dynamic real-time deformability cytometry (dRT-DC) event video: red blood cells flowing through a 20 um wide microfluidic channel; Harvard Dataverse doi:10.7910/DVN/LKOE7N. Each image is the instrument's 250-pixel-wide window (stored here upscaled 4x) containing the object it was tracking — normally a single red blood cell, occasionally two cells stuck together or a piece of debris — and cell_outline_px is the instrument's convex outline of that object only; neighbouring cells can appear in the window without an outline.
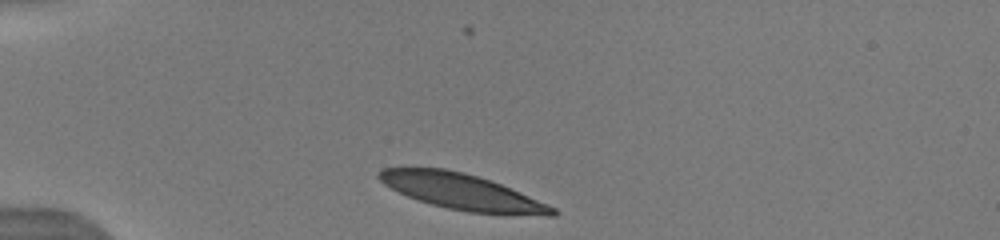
{"species": "human", "species_latin": "Homo sapiens", "temperature_condition": "warm", "stored_images_in_passage": 25, "camera_frame_rate_fps": 3000, "um_per_image_px": 0.085, "donor": {"sex": "male"}, "frame": {"image": 1, "passage_image": 1, "time_ms": 0.0, "image_size_px": [1000, 240], "cell_outline_px": [[560, 212], [556, 216], [544, 216], [468, 212], [448, 208], [432, 204], [408, 196], [384, 184], [376, 176], [384, 168], [444, 168], [464, 172], [500, 184], [548, 204], [556, 208]], "centroid_in_image_um": [39.33, 16.31], "position_along_channel_um": 45.7, "area_um2": 35.72}, "authors_computed_cell_mechanics": {"area_um2": 36.8186, "velocity_mm_per_s": 3.9589, "shape_relaxation_time_tau1_ms": 2.8882, "shape_relaxation_time_tau2_ms": 1.6092, "deformation_change_tau1": 0.1358, "deformation_change_tau2": 0.0894}}